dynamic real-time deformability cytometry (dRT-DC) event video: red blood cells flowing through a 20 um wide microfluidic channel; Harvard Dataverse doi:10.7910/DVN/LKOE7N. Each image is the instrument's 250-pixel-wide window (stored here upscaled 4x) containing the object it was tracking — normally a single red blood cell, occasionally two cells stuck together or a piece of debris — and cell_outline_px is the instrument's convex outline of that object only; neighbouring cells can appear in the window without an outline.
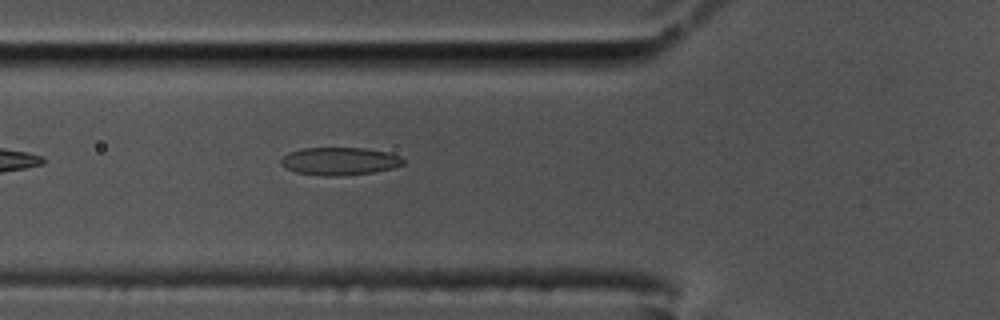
{"species": "common noctule bat (a hibernating species)", "species_latin": "Nyctalus noctula", "temperature_condition": "cold", "stored_images_in_passage": 40, "camera_frame_rate_fps": 3000, "um_per_image_px": 0.085, "animal": {"sex": "male", "body_mass_g": 17.5, "forearm_length_mm": 52.3}, "frame": {"image": 1, "passage_image": 3, "time_ms": 0.667, "image_size_px": [1000, 320], "cell_outline_px": [[404, 164], [392, 168], [372, 172], [340, 176], [324, 176], [296, 172], [284, 168], [280, 164], [280, 160], [288, 152], [304, 148], [364, 148], [388, 152], [400, 156], [404, 160]], "centroid_in_image_um": [28.84, 13.7], "position_along_channel_um": 97.0, "area_um2": 19.83}}
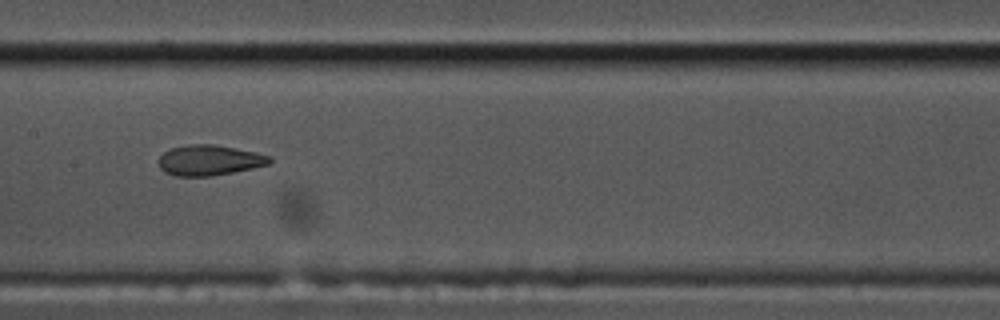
{"frame": {"image": 2, "passage_image": 11, "time_ms": 3.333, "image_size_px": [1000, 320], "cell_outline_px": [[272, 160], [268, 164], [252, 168], [212, 176], [176, 176], [164, 172], [160, 168], [160, 156], [164, 152], [172, 148], [188, 144], [212, 144], [256, 152], [272, 156]], "centroid_in_image_um": [17.8, 13.62], "position_along_channel_um": 189.6, "area_um2": 19.54}}
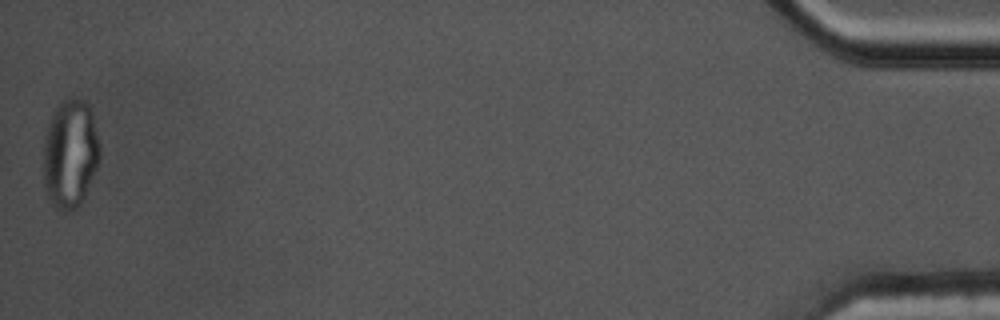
{"frame": {"image": 3, "passage_image": 40, "time_ms": 13.0, "image_size_px": [1000, 320], "cell_outline_px": [[100, 156], [96, 168], [80, 204], [76, 208], [64, 212], [56, 208], [52, 204], [48, 196], [44, 184], [44, 136], [48, 124], [56, 108], [64, 100], [84, 100], [88, 104], [92, 116], [100, 144]], "centroid_in_image_um": [5.96, 13.09], "position_along_channel_um": 429.2, "area_um2": 35.14}}